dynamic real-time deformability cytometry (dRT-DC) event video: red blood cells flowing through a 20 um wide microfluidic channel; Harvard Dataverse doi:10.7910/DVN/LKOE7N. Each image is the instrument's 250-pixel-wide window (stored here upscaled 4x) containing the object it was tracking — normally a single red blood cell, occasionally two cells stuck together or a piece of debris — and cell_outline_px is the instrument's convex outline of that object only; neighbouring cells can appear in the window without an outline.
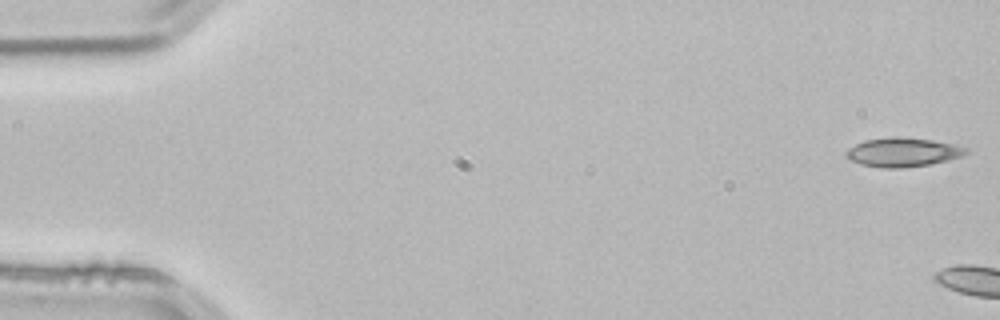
{"species": "common noctule bat (a hibernating species)", "species_latin": "Nyctalus noctula", "temperature_condition": "room temperature", "stored_images_in_passage": 4, "camera_frame_rate_fps": 3000, "um_per_image_px": 0.085, "animal": {"sex": "male", "body_mass_g": 21.5, "forearm_length_mm": 52.0}, "frame": {"image": 1, "passage_image": 1, "time_ms": 0.0, "image_size_px": [1000, 320], "cell_outline_px": [[968, 152], [960, 156], [948, 160], [932, 164], [900, 168], [880, 168], [860, 164], [852, 160], [844, 152], [848, 148], [864, 140], [896, 136], [932, 140], [952, 144], [968, 148]], "centroid_in_image_um": [76.73, 12.94], "position_along_channel_um": 8.3, "area_um2": 20.17}}